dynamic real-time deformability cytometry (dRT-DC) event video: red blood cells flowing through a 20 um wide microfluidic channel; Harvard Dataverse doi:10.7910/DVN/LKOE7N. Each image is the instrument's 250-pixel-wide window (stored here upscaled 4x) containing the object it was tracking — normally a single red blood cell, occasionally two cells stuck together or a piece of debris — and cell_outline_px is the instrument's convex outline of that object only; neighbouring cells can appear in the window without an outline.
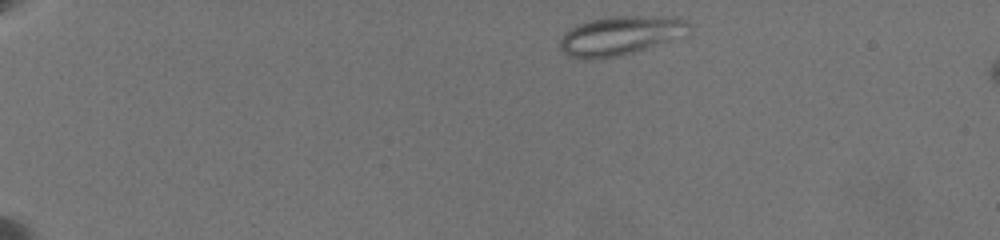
{"species": "common noctule bat (a hibernating species)", "species_latin": "Nyctalus noctula", "temperature_condition": "warm", "stored_images_in_passage": 7, "camera_frame_rate_fps": 3000, "um_per_image_px": 0.085, "animal": {"sex": "female", "body_mass_g": 19.5, "forearm_length_mm": 54.1}, "frame": {"image": 1, "passage_image": 2, "time_ms": 0.667, "image_size_px": [1000, 240], "cell_outline_px": [[692, 28], [688, 36], [624, 56], [588, 60], [568, 56], [560, 48], [560, 40], [572, 28], [580, 24], [592, 20], [608, 16], [676, 16], [688, 20]], "centroid_in_image_um": [52.88, 3.04], "position_along_channel_um": 32.1, "area_um2": 30.11}}